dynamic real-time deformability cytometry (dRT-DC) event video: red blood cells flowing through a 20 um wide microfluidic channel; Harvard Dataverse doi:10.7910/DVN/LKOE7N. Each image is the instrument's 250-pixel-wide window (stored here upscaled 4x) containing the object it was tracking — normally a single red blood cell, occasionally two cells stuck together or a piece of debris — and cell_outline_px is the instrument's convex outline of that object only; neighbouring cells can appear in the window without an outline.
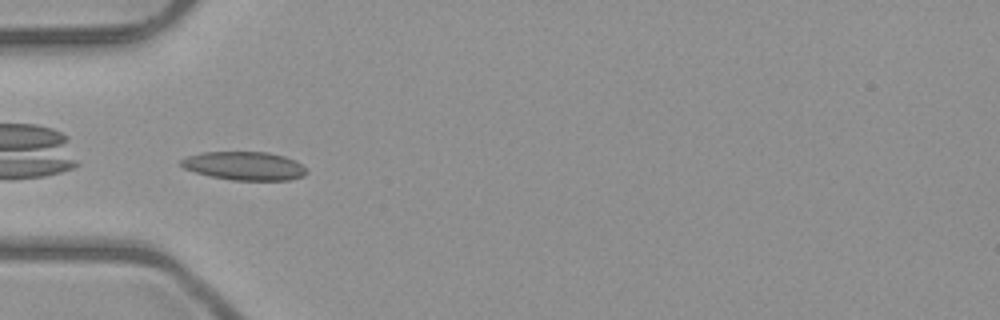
{"species": "common noctule bat (a hibernating species)", "species_latin": "Nyctalus noctula", "temperature_condition": "room temperature", "stored_images_in_passage": 5, "camera_frame_rate_fps": 3000, "um_per_image_px": 0.085, "animal": {"sex": "male", "body_mass_g": 23.1, "forearm_length_mm": 52.7}, "frame": {"image": 1, "passage_image": 4, "time_ms": 3.667, "image_size_px": [1000, 320], "cell_outline_px": [[308, 172], [304, 176], [288, 180], [232, 180], [212, 176], [196, 172], [184, 168], [180, 164], [180, 160], [188, 156], [200, 152], [268, 152], [284, 156], [308, 168]], "centroid_in_image_um": [20.79, 14.1], "position_along_channel_um": 64.2, "area_um2": 20.75}}
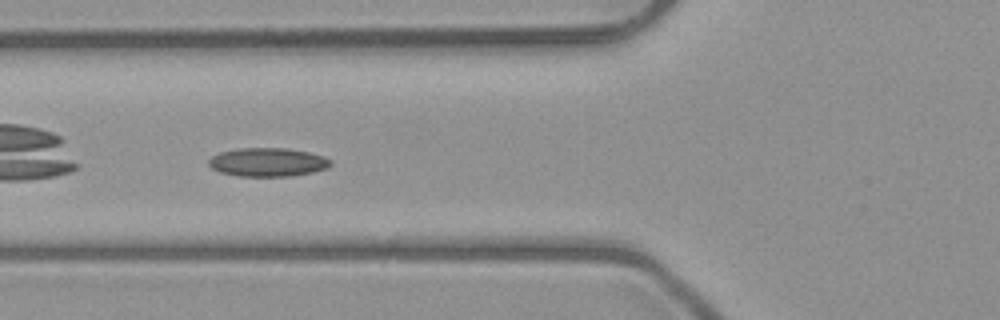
{"frame": {"image": 2, "passage_image": 5, "time_ms": 4.667, "image_size_px": [1000, 320], "cell_outline_px": [[332, 164], [328, 168], [312, 172], [292, 176], [236, 176], [220, 172], [212, 168], [208, 164], [208, 160], [212, 156], [220, 152], [236, 148], [284, 148], [308, 152], [324, 156], [332, 160]], "centroid_in_image_um": [22.76, 13.78], "position_along_channel_um": 103.0, "area_um2": 20.46}}